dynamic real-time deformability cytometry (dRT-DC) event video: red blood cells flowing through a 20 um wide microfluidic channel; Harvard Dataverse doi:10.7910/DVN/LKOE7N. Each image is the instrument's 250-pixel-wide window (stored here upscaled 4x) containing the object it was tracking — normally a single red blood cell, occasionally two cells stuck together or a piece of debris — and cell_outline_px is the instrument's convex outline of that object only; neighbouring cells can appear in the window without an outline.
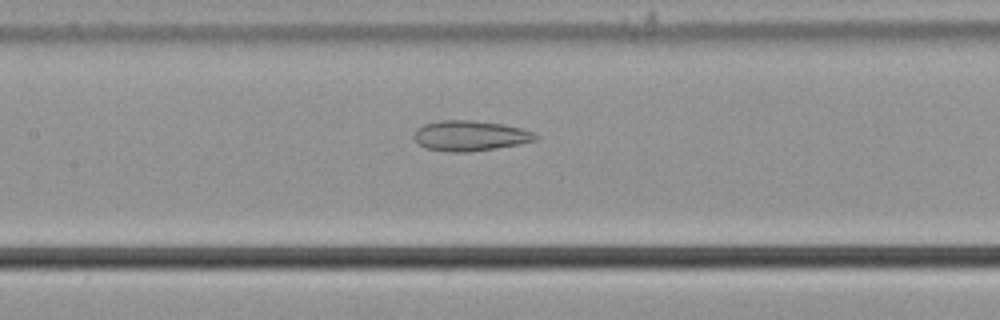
{"species": "common noctule bat (a hibernating species)", "species_latin": "Nyctalus noctula", "temperature_condition": "cold", "stored_images_in_passage": 35, "camera_frame_rate_fps": 3000, "um_per_image_px": 0.085, "animal": {"sex": "male", "body_mass_g": 21.5, "forearm_length_mm": 52.0}, "frame": {"image": 1, "passage_image": 10, "time_ms": 3.0, "image_size_px": [1000, 320], "cell_outline_px": [[540, 136], [536, 140], [496, 148], [468, 152], [452, 152], [424, 148], [412, 136], [416, 128], [424, 124], [440, 120], [468, 120], [500, 124], [520, 128], [532, 132]], "centroid_in_image_um": [39.91, 11.54], "position_along_channel_um": 167.5, "area_um2": 21.27}}
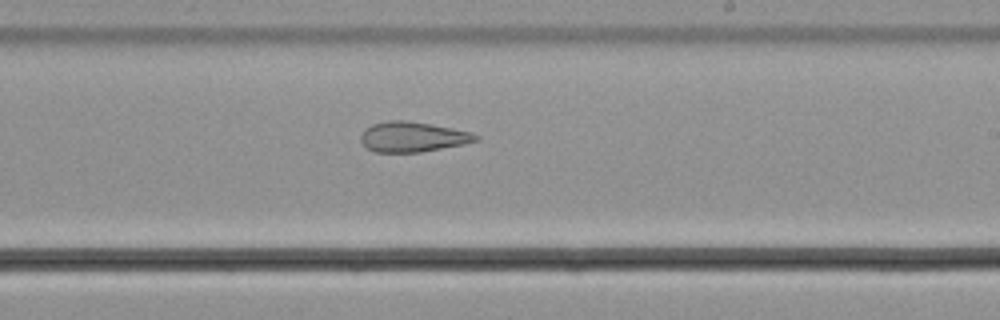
{"frame": {"image": 2, "passage_image": 17, "time_ms": 5.333, "image_size_px": [1000, 320], "cell_outline_px": [[480, 140], [464, 144], [420, 152], [376, 152], [368, 148], [360, 140], [360, 136], [364, 128], [372, 124], [384, 120], [408, 120], [452, 128], [472, 132], [480, 136]], "centroid_in_image_um": [35.08, 11.62], "position_along_channel_um": 253.9, "area_um2": 20.35}}
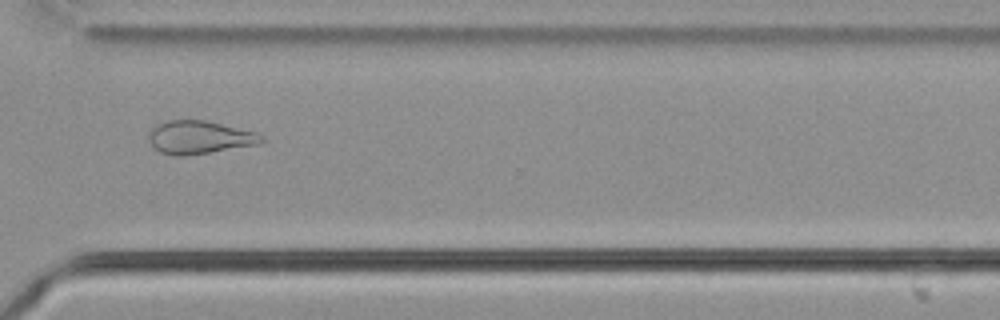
{"frame": {"image": 3, "passage_image": 25, "time_ms": 8.0, "image_size_px": [1000, 320], "cell_outline_px": [[268, 140], [260, 144], [208, 152], [180, 156], [176, 156], [160, 152], [148, 140], [148, 132], [156, 124], [168, 120], [204, 120], [256, 132], [264, 136]], "centroid_in_image_um": [16.97, 11.66], "position_along_channel_um": 353.6, "area_um2": 21.68}, "authors_computed_cell_mechanics": {"area_um2": 21.4438, "velocity_mm_per_s": 3.732, "shape_relaxation_time_tau1_ms": null, "shape_relaxation_time_tau2_ms": 3.8096, "deformation_change_tau1": null, "deformation_change_tau2": 0.1326}}